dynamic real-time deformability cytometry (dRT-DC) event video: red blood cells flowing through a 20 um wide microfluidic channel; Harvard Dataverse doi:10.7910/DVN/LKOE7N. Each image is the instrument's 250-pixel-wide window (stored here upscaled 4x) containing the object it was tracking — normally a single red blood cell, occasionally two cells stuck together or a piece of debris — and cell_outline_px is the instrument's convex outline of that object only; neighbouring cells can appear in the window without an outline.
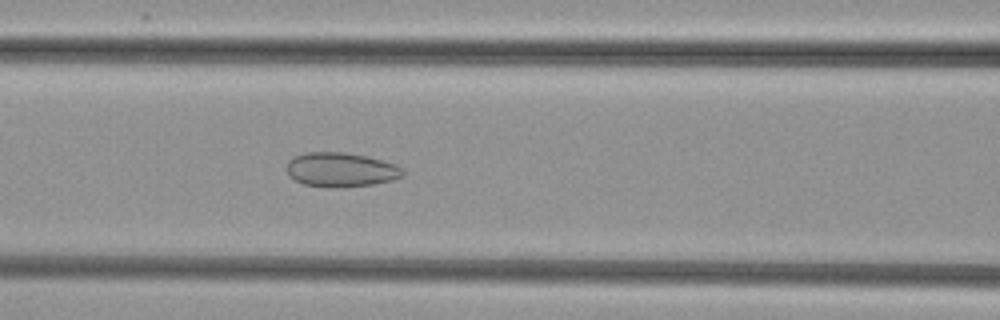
{"species": "common noctule bat (a hibernating species)", "species_latin": "Nyctalus noctula", "temperature_condition": "cold", "stored_images_in_passage": 52, "camera_frame_rate_fps": 3000, "um_per_image_px": 0.085, "animal": {"sex": "female", "body_mass_g": 29.2, "forearm_length_mm": 56.3}, "frame": {"image": 1, "passage_image": 22, "time_ms": 7.0, "image_size_px": [1000, 320], "cell_outline_px": [[404, 176], [392, 180], [372, 184], [344, 188], [332, 188], [304, 184], [288, 176], [288, 160], [292, 156], [304, 152], [344, 152], [368, 156], [396, 164], [404, 168]], "centroid_in_image_um": [28.99, 14.42], "position_along_channel_um": 137.6, "area_um2": 23.58}}
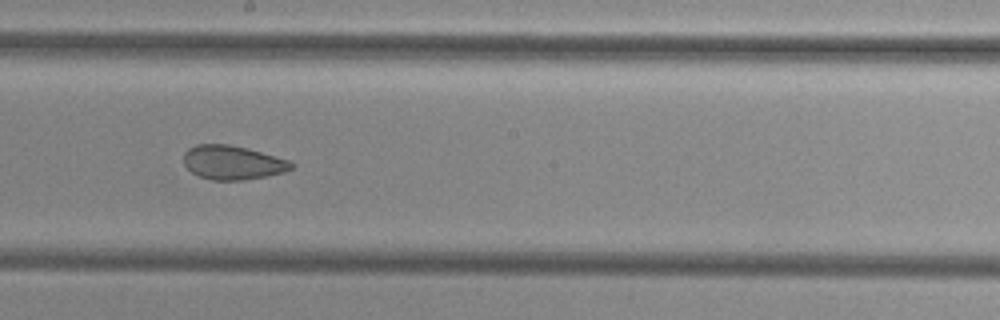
{"frame": {"image": 2, "passage_image": 29, "time_ms": 9.333, "image_size_px": [1000, 320], "cell_outline_px": [[296, 164], [292, 168], [284, 172], [244, 180], [212, 180], [200, 176], [192, 172], [184, 164], [184, 152], [188, 148], [196, 144], [228, 144], [248, 148], [288, 160]], "centroid_in_image_um": [19.76, 13.8], "position_along_channel_um": 228.4, "area_um2": 21.27}}
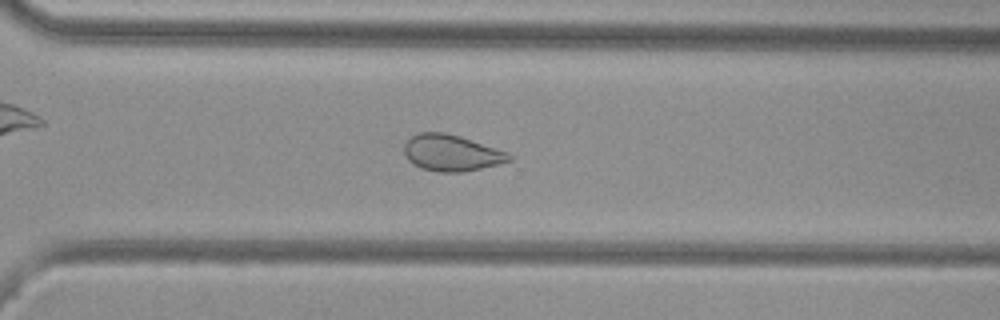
{"frame": {"image": 3, "passage_image": 37, "time_ms": 12.0, "image_size_px": [1000, 320], "cell_outline_px": [[512, 160], [464, 172], [440, 172], [420, 168], [412, 164], [408, 160], [404, 152], [404, 144], [412, 136], [420, 132], [444, 132], [460, 136], [508, 152], [512, 156]], "centroid_in_image_um": [38.35, 13.0], "position_along_channel_um": 332.3, "area_um2": 22.14}}